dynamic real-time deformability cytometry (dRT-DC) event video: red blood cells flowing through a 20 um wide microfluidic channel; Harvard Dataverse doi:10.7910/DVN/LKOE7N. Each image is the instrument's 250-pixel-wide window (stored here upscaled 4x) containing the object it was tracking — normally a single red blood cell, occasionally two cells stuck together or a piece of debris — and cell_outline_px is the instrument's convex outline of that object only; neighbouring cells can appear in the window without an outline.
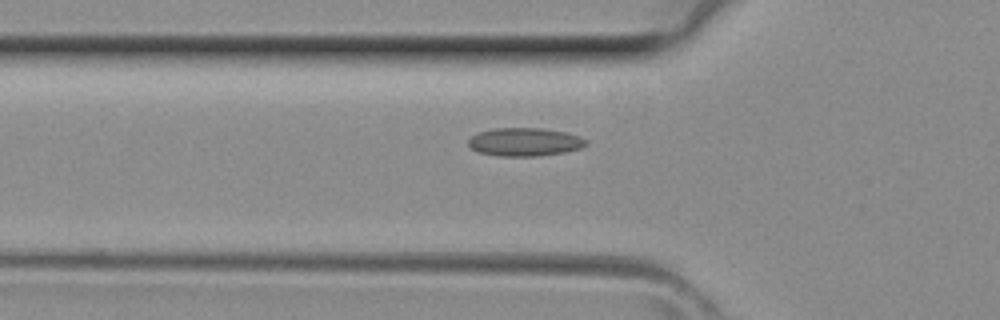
{"species": "common noctule bat (a hibernating species)", "species_latin": "Nyctalus noctula", "temperature_condition": "room temperature", "stored_images_in_passage": 31, "camera_frame_rate_fps": 3000, "um_per_image_px": 0.085, "animal": {"sex": "female", "body_mass_g": 29.2, "forearm_length_mm": 56.3}, "frame": {"image": 1, "passage_image": 5, "time_ms": 1.333, "image_size_px": [1000, 320], "cell_outline_px": [[588, 144], [580, 148], [564, 152], [540, 156], [500, 156], [480, 152], [472, 148], [468, 144], [468, 140], [472, 136], [480, 132], [496, 128], [540, 128], [564, 132], [580, 136], [588, 140]], "centroid_in_image_um": [44.64, 12.07], "position_along_channel_um": 81.2, "area_um2": 19.25}}
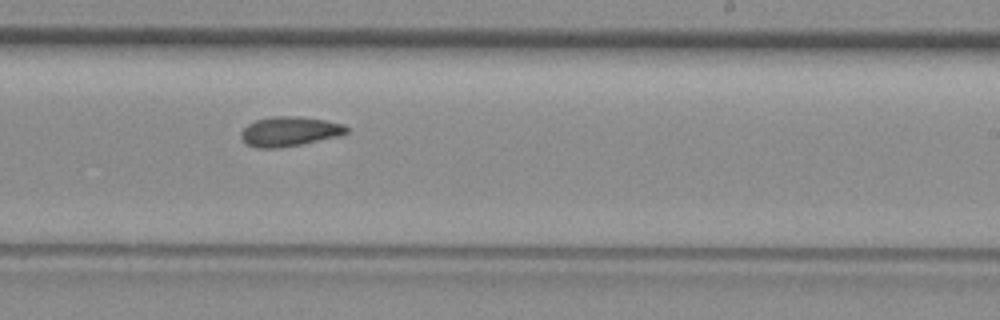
{"frame": {"image": 2, "passage_image": 16, "time_ms": 5.0, "image_size_px": [1000, 320], "cell_outline_px": [[348, 132], [340, 136], [300, 144], [276, 148], [256, 148], [248, 144], [240, 136], [240, 132], [248, 124], [256, 120], [276, 116], [296, 116], [324, 120], [344, 124], [348, 128]], "centroid_in_image_um": [24.61, 11.17], "position_along_channel_um": 264.4, "area_um2": 18.03}}
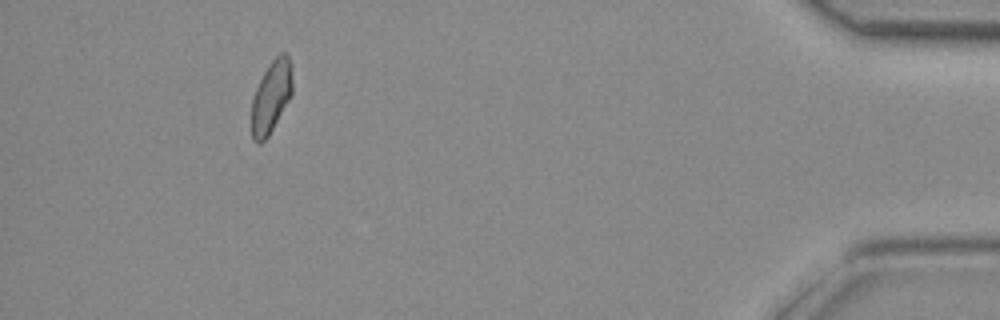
{"frame": {"image": 3, "passage_image": 29, "time_ms": 9.333, "image_size_px": [1000, 320], "cell_outline_px": [[292, 92], [288, 100], [268, 136], [260, 144], [256, 144], [252, 140], [252, 100], [256, 88], [264, 72], [272, 60], [280, 52], [284, 52], [288, 56], [292, 64]], "centroid_in_image_um": [23.05, 8.21], "position_along_channel_um": 412.1, "area_um2": 16.99}}